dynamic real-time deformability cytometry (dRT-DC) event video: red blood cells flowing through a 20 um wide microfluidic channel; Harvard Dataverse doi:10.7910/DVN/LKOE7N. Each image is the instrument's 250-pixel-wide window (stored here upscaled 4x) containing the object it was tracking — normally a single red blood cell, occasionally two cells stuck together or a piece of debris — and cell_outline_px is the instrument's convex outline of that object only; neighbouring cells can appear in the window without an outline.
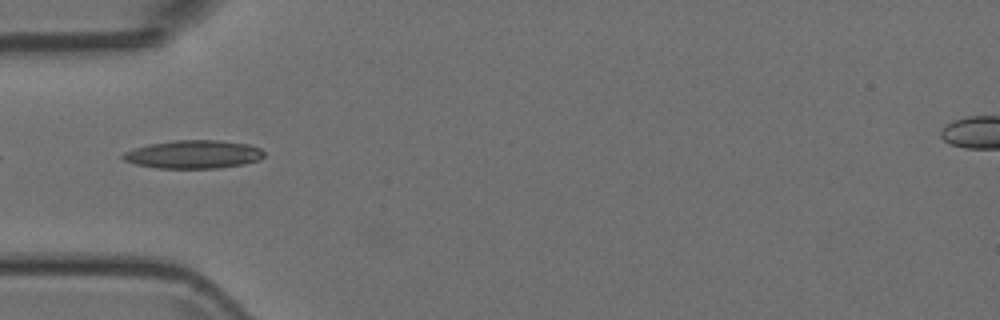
{"species": "Egyptian fruit bat (a non-hibernating species)", "species_latin": "Rousettus aegyptiacus", "temperature_condition": "room temperature", "stored_images_in_passage": 7, "camera_frame_rate_fps": 3000, "um_per_image_px": 0.085, "animal": {"sex": "female"}, "frame": {"image": 1, "passage_image": 4, "time_ms": 1.0, "image_size_px": [1000, 320], "cell_outline_px": [[264, 156], [260, 160], [220, 168], [156, 168], [136, 164], [124, 160], [120, 156], [124, 152], [136, 148], [152, 144], [176, 140], [220, 140], [248, 144], [260, 148], [264, 152]], "centroid_in_image_um": [16.47, 13.12], "position_along_channel_um": 68.5, "area_um2": 23.06}}
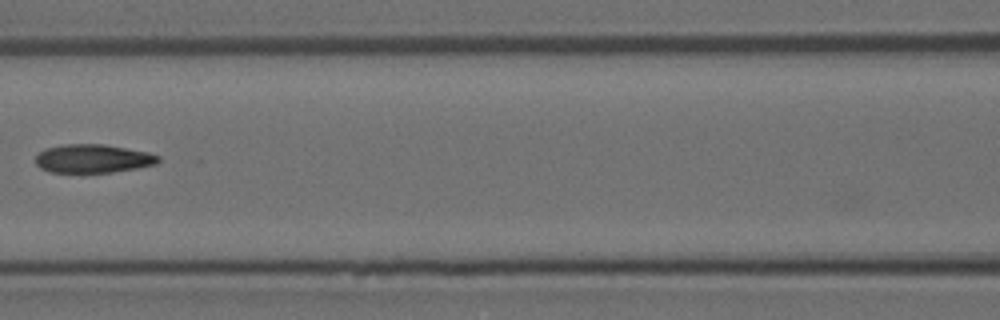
{"frame": {"image": 2, "passage_image": 6, "time_ms": 1.667, "image_size_px": [1000, 320], "cell_outline_px": [[160, 160], [156, 164], [136, 168], [112, 172], [48, 172], [40, 168], [36, 164], [36, 156], [44, 148], [64, 144], [104, 144], [148, 152], [160, 156]], "centroid_in_image_um": [7.89, 13.47], "position_along_channel_um": 158.7, "area_um2": 20.4}}
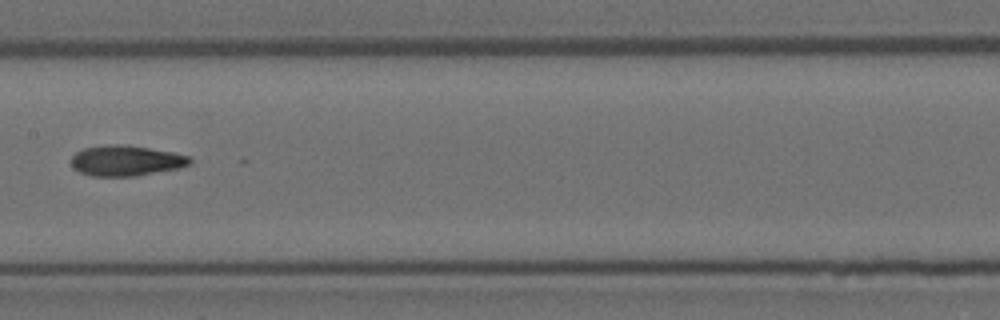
{"frame": {"image": 3, "passage_image": 7, "time_ms": 2.0, "image_size_px": [1000, 320], "cell_outline_px": [[192, 164], [180, 168], [136, 176], [92, 176], [80, 172], [72, 168], [72, 156], [76, 152], [84, 148], [108, 144], [120, 144], [148, 148], [172, 152], [188, 156], [192, 160]], "centroid_in_image_um": [10.71, 13.66], "position_along_channel_um": 196.7, "area_um2": 21.1}}